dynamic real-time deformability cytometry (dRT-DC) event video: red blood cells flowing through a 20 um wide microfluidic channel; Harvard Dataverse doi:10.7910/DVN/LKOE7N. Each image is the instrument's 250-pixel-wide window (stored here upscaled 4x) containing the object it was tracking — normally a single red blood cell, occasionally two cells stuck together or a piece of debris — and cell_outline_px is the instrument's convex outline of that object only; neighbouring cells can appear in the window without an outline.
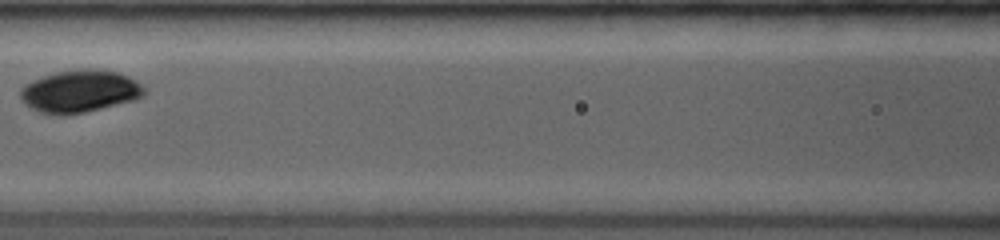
{"species": "common noctule bat (a hibernating species)", "species_latin": "Nyctalus noctula", "temperature_condition": "room temperature", "stored_images_in_passage": 10, "camera_frame_rate_fps": 3500, "um_per_image_px": 0.085, "animal": {"sex": "female", "body_mass_g": 19.0, "forearm_length_mm": 53.3}, "frame": {"image": 1, "passage_image": 4, "time_ms": 2.571, "image_size_px": [1000, 240], "cell_outline_px": [[144, 92], [140, 96], [132, 100], [84, 112], [40, 112], [32, 108], [20, 96], [20, 88], [24, 84], [44, 76], [56, 72], [80, 68], [88, 68], [116, 72], [128, 76], [136, 80], [144, 88]], "centroid_in_image_um": [6.78, 7.7], "position_along_channel_um": 159.8, "area_um2": 29.48}}
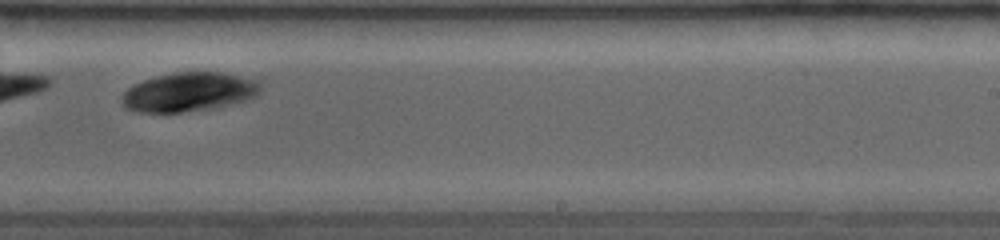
{"frame": {"image": 2, "passage_image": 9, "time_ms": 5.429, "image_size_px": [1000, 240], "cell_outline_px": [[264, 84], [260, 92], [256, 96], [248, 100], [232, 104], [180, 112], [136, 112], [124, 108], [120, 104], [120, 100], [124, 92], [132, 84], [156, 76], [176, 72], [220, 72], [256, 80]], "centroid_in_image_um": [16.04, 7.82], "position_along_channel_um": 273.0, "area_um2": 31.67}}